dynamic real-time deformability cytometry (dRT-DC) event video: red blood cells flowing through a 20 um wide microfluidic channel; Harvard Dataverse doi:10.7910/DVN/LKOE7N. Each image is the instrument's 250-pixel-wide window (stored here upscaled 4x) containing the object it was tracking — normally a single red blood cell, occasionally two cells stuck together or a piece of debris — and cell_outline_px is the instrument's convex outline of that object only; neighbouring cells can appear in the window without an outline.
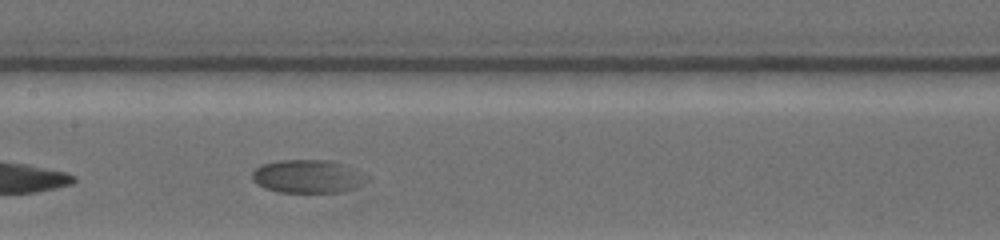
{"species": "common noctule bat (a hibernating species)", "species_latin": "Nyctalus noctula", "temperature_condition": "warm", "stored_images_in_passage": 5, "camera_frame_rate_fps": 4500, "um_per_image_px": 0.085, "animal": {"sex": "female", "body_mass_g": 19.0, "forearm_length_mm": 53.3}, "frame": {"image": 1, "passage_image": 5, "time_ms": 3.556, "image_size_px": [1000, 240], "cell_outline_px": [[368, 180], [356, 188], [340, 192], [280, 192], [264, 188], [256, 184], [252, 180], [252, 172], [260, 164], [276, 160], [324, 160], [340, 164], [368, 176]], "centroid_in_image_um": [26.09, 15.0], "position_along_channel_um": 181.3, "area_um2": 22.08}}